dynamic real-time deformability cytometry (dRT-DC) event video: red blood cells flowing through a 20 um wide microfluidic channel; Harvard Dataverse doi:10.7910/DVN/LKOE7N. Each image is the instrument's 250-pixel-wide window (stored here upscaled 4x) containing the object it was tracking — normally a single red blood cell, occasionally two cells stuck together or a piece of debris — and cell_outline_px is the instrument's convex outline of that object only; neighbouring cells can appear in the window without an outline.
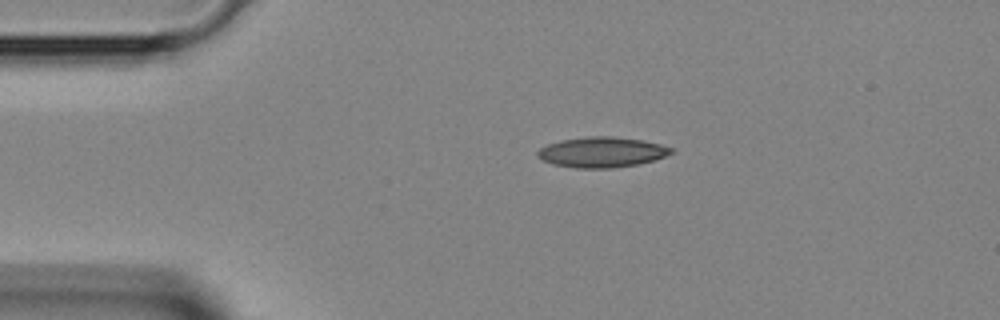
{"species": "Egyptian fruit bat (a non-hibernating species)", "species_latin": "Rousettus aegyptiacus", "temperature_condition": "room temperature", "stored_images_in_passage": 35, "camera_frame_rate_fps": 3000, "um_per_image_px": 0.085, "animal": {"sex": "female"}, "frame": {"image": 1, "passage_image": 1, "time_ms": 0.0, "image_size_px": [1000, 320], "cell_outline_px": [[676, 152], [652, 160], [636, 164], [612, 168], [576, 168], [552, 164], [536, 156], [536, 152], [540, 148], [548, 144], [564, 140], [588, 136], [612, 136], [644, 140], [676, 148]], "centroid_in_image_um": [51.19, 12.93], "position_along_channel_um": 33.8, "area_um2": 23.64}}
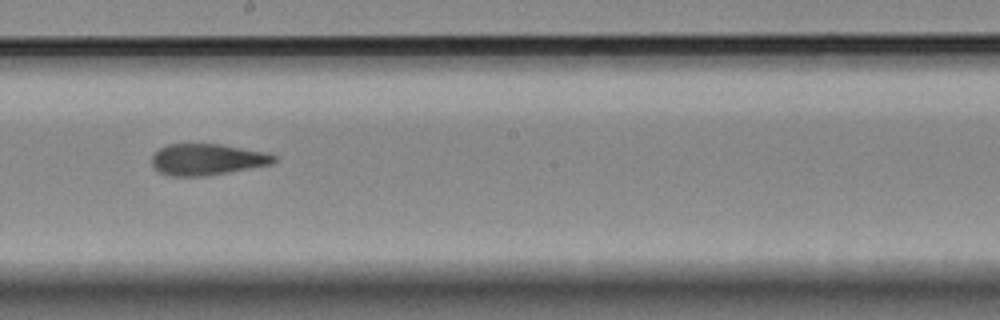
{"frame": {"image": 2, "passage_image": 16, "time_ms": 5.0, "image_size_px": [1000, 320], "cell_outline_px": [[276, 160], [272, 164], [228, 172], [204, 176], [172, 176], [160, 172], [152, 164], [152, 156], [160, 148], [168, 144], [220, 144], [264, 152], [276, 156]], "centroid_in_image_um": [17.6, 13.55], "position_along_channel_um": 230.6, "area_um2": 22.02}}
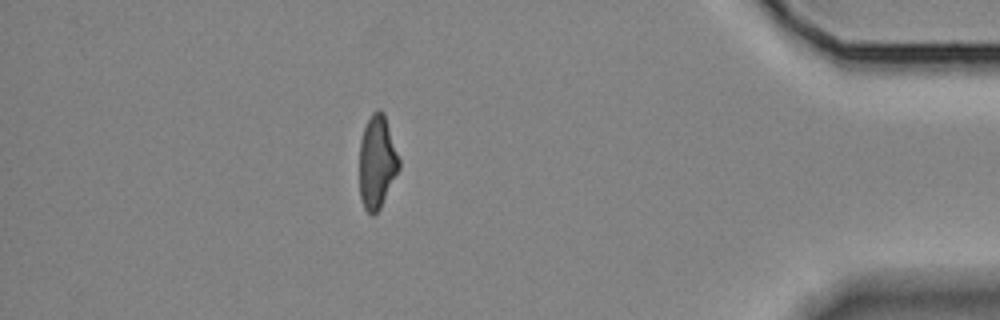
{"frame": {"image": 3, "passage_image": 30, "time_ms": 9.667, "image_size_px": [1000, 320], "cell_outline_px": [[400, 168], [380, 208], [372, 216], [364, 208], [360, 196], [360, 140], [364, 128], [372, 112], [376, 108], [380, 108], [384, 112], [400, 160]], "centroid_in_image_um": [32.05, 13.74], "position_along_channel_um": 403.1, "area_um2": 21.5}}